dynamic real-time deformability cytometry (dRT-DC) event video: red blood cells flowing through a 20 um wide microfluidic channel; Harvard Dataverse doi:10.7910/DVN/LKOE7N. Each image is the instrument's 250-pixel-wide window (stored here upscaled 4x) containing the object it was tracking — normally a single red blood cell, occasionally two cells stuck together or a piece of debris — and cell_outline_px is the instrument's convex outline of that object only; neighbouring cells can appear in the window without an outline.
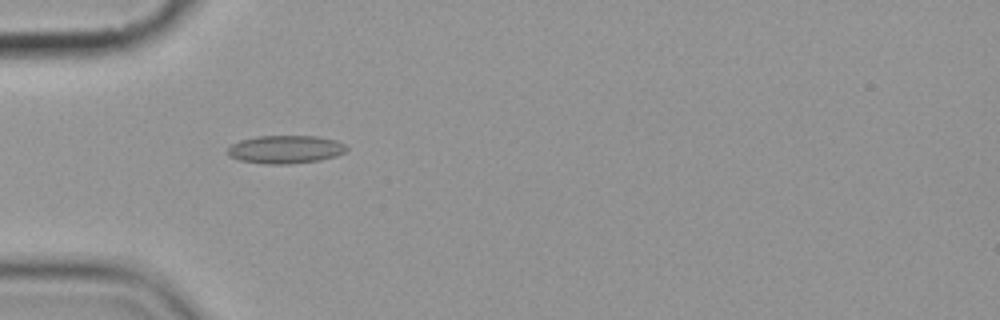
{"species": "common noctule bat (a hibernating species)", "species_latin": "Nyctalus noctula", "temperature_condition": "cold", "stored_images_in_passage": 6, "camera_frame_rate_fps": 3000, "um_per_image_px": 0.085, "animal": {"sex": "female", "body_mass_g": 19.9}, "frame": {"image": 1, "passage_image": 6, "time_ms": 5.667, "image_size_px": [1000, 320], "cell_outline_px": [[348, 148], [344, 152], [336, 156], [320, 160], [288, 164], [268, 164], [240, 160], [228, 156], [228, 148], [232, 144], [240, 140], [256, 136], [316, 136], [336, 140], [344, 144]], "centroid_in_image_um": [24.26, 12.69], "position_along_channel_um": 60.7, "area_um2": 19.42}}